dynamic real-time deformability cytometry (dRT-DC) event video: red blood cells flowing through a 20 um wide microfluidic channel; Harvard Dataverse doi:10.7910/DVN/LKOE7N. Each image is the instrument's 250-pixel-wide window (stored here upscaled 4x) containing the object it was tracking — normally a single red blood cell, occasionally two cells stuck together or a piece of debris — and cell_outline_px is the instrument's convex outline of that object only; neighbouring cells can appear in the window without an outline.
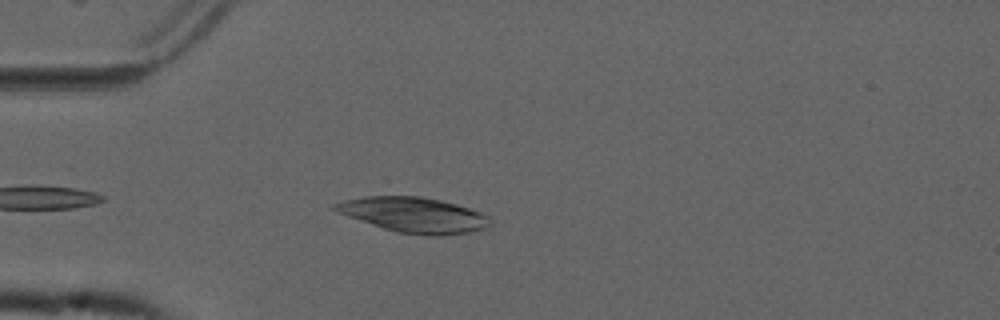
{"species": "common noctule bat (a hibernating species)", "species_latin": "Nyctalus noctula", "temperature_condition": "cold", "stored_images_in_passage": 35, "camera_frame_rate_fps": 3000, "um_per_image_px": 0.085, "animal": {"sex": "male", "forearm_length_mm": 52.5}, "frame": {"image": 1, "passage_image": 5, "time_ms": 1.333, "image_size_px": [1000, 320], "cell_outline_px": [[488, 224], [484, 228], [468, 232], [440, 236], [436, 236], [400, 232], [384, 228], [348, 216], [332, 208], [332, 204], [344, 200], [364, 196], [420, 196], [440, 200], [456, 204], [480, 212], [488, 216]], "centroid_in_image_um": [35.15, 18.25], "position_along_channel_um": 49.9, "area_um2": 31.15}}
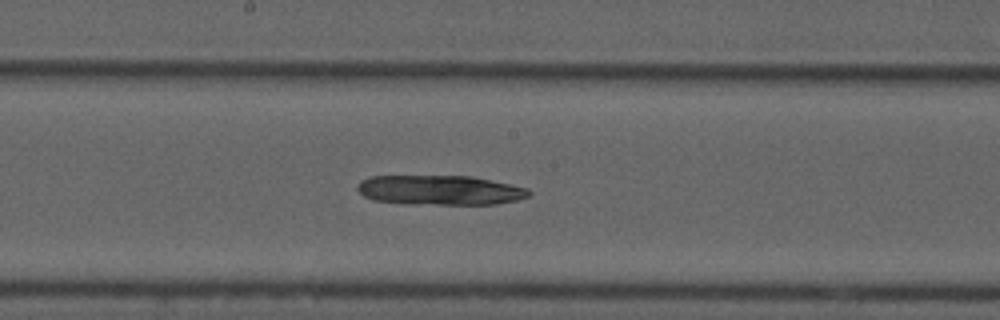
{"frame": {"image": 2, "passage_image": 19, "time_ms": 6.0, "image_size_px": [1000, 320], "cell_outline_px": [[532, 192], [528, 196], [516, 200], [496, 204], [408, 204], [372, 200], [364, 196], [356, 188], [360, 180], [372, 176], [472, 176], [528, 188]], "centroid_in_image_um": [37.37, 16.16], "position_along_channel_um": 210.8, "area_um2": 29.71}}
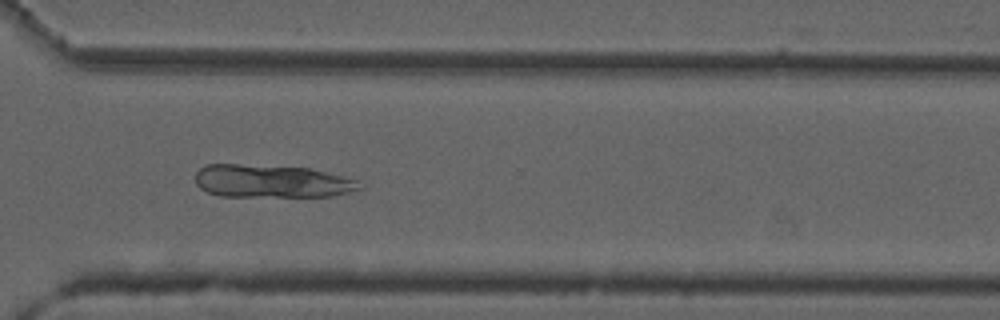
{"frame": {"image": 3, "passage_image": 30, "time_ms": 9.667, "image_size_px": [1000, 320], "cell_outline_px": [[364, 188], [332, 196], [220, 196], [208, 192], [200, 188], [196, 184], [196, 172], [200, 168], [208, 164], [236, 164], [308, 168], [344, 176], [356, 180]], "centroid_in_image_um": [23.08, 15.4], "position_along_channel_um": 347.5, "area_um2": 31.33}}